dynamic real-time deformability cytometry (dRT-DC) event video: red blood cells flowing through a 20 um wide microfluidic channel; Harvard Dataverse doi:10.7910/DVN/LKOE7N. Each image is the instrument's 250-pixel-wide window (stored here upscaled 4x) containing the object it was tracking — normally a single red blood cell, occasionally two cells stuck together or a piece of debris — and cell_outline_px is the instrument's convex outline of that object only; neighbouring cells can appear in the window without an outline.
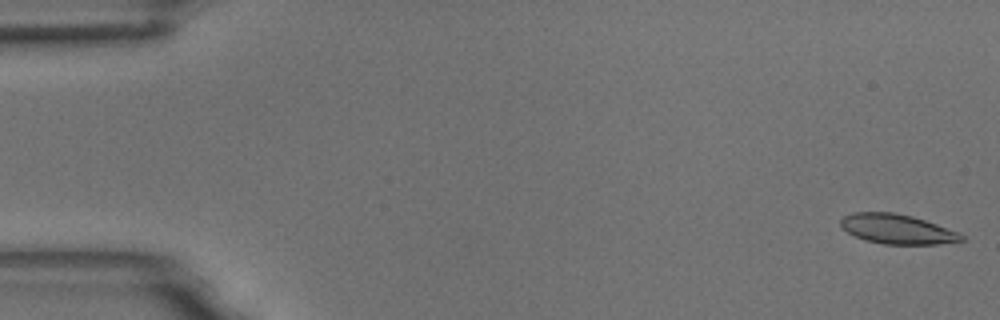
{"species": "common noctule bat (a hibernating species)", "species_latin": "Nyctalus noctula", "temperature_condition": "room temperature", "stored_images_in_passage": 55, "camera_frame_rate_fps": 3000, "um_per_image_px": 0.085, "animal": {"sex": "male", "body_mass_g": 18.8}, "frame": {"image": 1, "passage_image": 1, "time_ms": 0.0, "image_size_px": [1000, 320], "cell_outline_px": [[964, 240], [940, 244], [884, 244], [864, 240], [848, 232], [840, 224], [840, 220], [844, 216], [852, 212], [892, 212], [912, 216], [960, 232], [964, 236]], "centroid_in_image_um": [76.27, 19.47], "position_along_channel_um": 8.7, "area_um2": 20.81}}
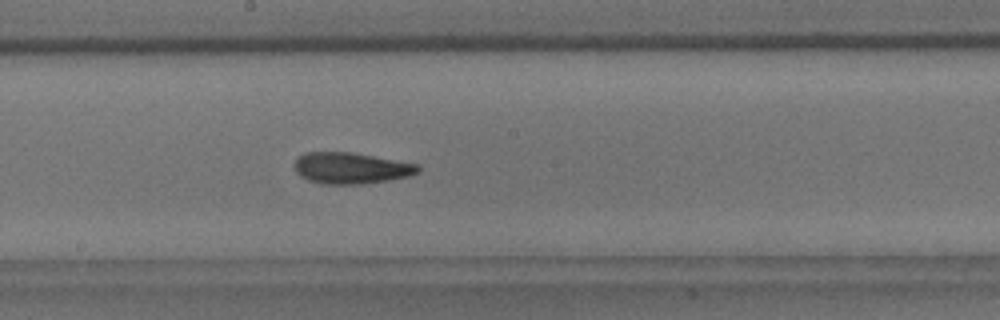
{"frame": {"image": 2, "passage_image": 30, "time_ms": 9.667, "image_size_px": [1000, 320], "cell_outline_px": [[420, 172], [412, 176], [364, 184], [320, 184], [308, 180], [300, 176], [296, 172], [296, 156], [308, 152], [348, 152], [420, 164]], "centroid_in_image_um": [29.86, 14.3], "position_along_channel_um": 218.3, "area_um2": 22.6}}
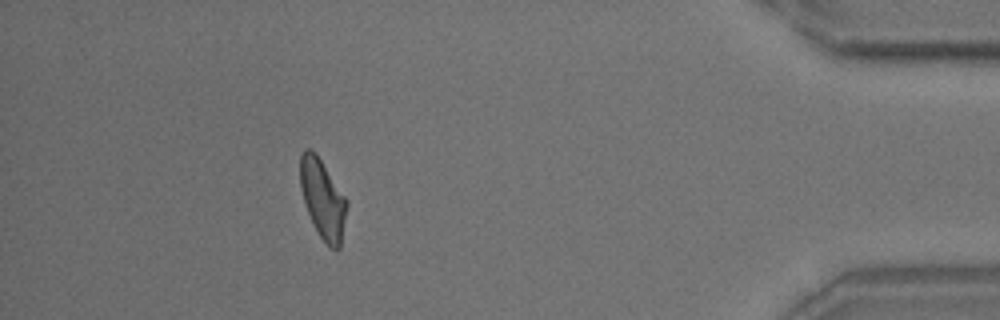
{"frame": {"image": 3, "passage_image": 50, "time_ms": 16.333, "image_size_px": [1000, 320], "cell_outline_px": [[348, 204], [340, 248], [336, 252], [328, 248], [320, 236], [308, 212], [300, 188], [300, 156], [304, 148], [312, 148], [316, 152], [348, 200]], "centroid_in_image_um": [27.45, 16.91], "position_along_channel_um": 407.8, "area_um2": 21.73}, "authors_computed_cell_mechanics": {"area_um2": 21.8484, "velocity_mm_per_s": 3.6187, "shape_relaxation_time_tau1_ms": 5.8357, "shape_relaxation_time_tau2_ms": 3.2142, "deformation_change_tau1": 0.1775, "deformation_change_tau2": 0.118}}